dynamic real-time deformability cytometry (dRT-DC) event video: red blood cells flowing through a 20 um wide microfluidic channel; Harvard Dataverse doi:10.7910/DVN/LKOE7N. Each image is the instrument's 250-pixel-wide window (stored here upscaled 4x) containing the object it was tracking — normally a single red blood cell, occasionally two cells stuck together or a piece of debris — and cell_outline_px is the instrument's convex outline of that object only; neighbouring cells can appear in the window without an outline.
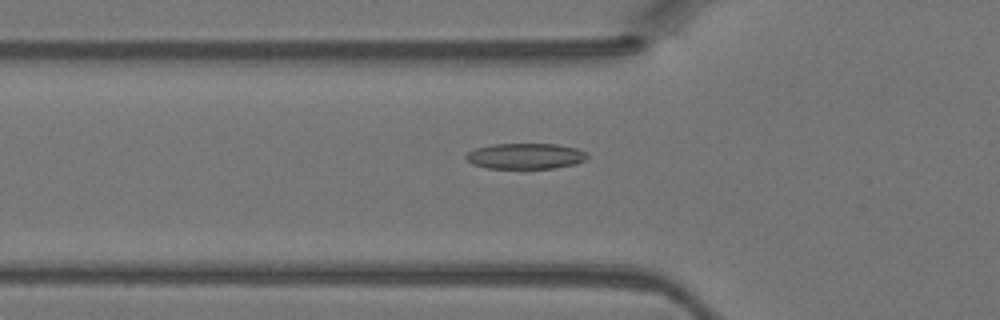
{"species": "Egyptian fruit bat (a non-hibernating species)", "species_latin": "Rousettus aegyptiacus", "temperature_condition": "warm", "stored_images_in_passage": 45, "camera_frame_rate_fps": 3000, "um_per_image_px": 0.085, "animal": {"sex": "female"}, "frame": {"image": 1, "passage_image": 15, "time_ms": 4.667, "image_size_px": [1000, 320], "cell_outline_px": [[588, 156], [584, 160], [576, 164], [552, 168], [488, 168], [472, 164], [464, 156], [468, 152], [476, 148], [492, 144], [556, 144], [576, 148], [584, 152]], "centroid_in_image_um": [44.64, 13.26], "position_along_channel_um": 81.2, "area_um2": 18.03}}
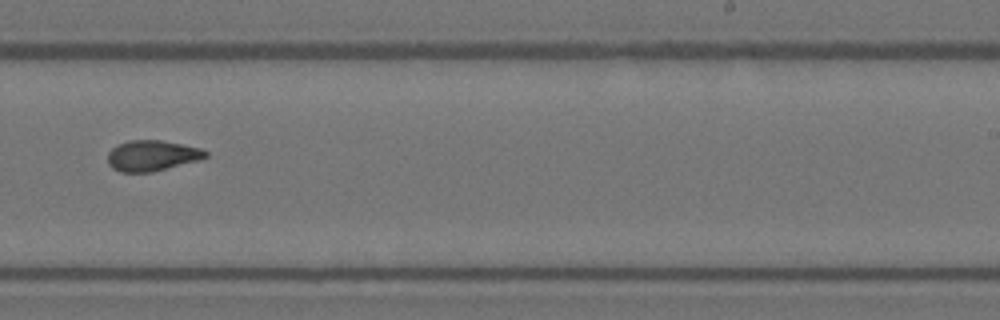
{"frame": {"image": 2, "passage_image": 28, "time_ms": 9.0, "image_size_px": [1000, 320], "cell_outline_px": [[208, 156], [200, 160], [152, 172], [120, 172], [112, 168], [108, 164], [108, 152], [116, 144], [128, 140], [160, 140], [200, 148], [208, 152]], "centroid_in_image_um": [12.9, 13.23], "position_along_channel_um": 276.1, "area_um2": 17.57}}
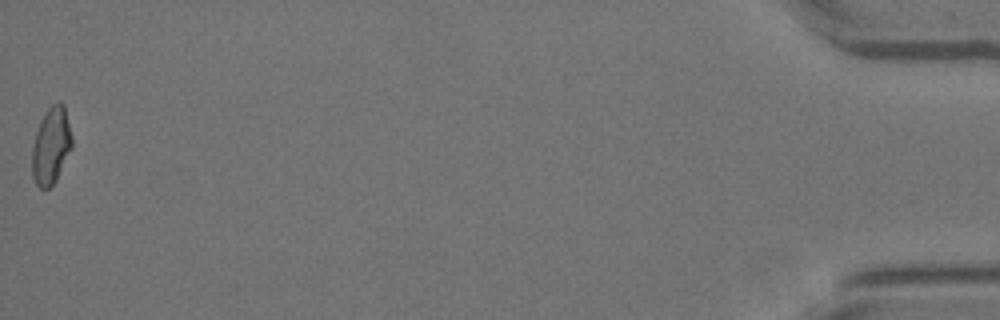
{"frame": {"image": 3, "passage_image": 45, "time_ms": 14.667, "image_size_px": [1000, 320], "cell_outline_px": [[72, 148], [56, 180], [48, 188], [40, 188], [36, 184], [32, 176], [32, 148], [36, 132], [40, 120], [48, 108], [52, 104], [60, 100], [64, 104], [72, 136]], "centroid_in_image_um": [4.35, 12.37], "position_along_channel_um": 430.9, "area_um2": 17.92}}